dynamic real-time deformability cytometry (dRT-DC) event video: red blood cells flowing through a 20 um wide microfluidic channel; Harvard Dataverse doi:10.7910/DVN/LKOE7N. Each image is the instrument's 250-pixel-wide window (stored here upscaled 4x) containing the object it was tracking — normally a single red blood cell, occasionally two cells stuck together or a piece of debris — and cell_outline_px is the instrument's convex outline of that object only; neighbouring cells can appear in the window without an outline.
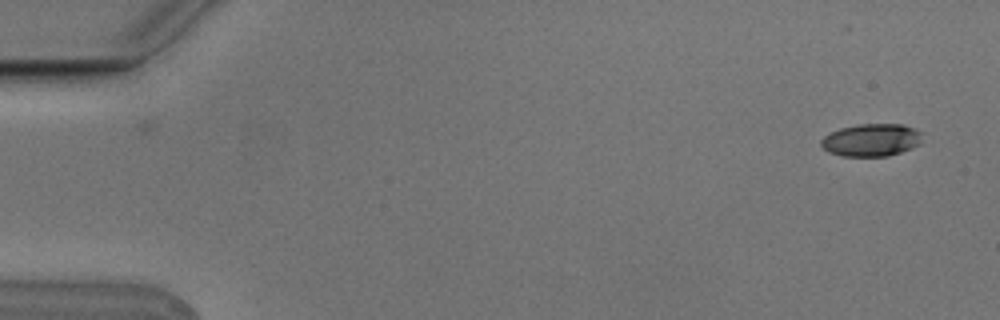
{"species": "Egyptian fruit bat (a non-hibernating species)", "species_latin": "Rousettus aegyptiacus", "temperature_condition": "cold", "stored_images_in_passage": 5, "camera_frame_rate_fps": 3000, "um_per_image_px": 0.085, "animal": {"sex": "male"}, "frame": {"image": 1, "passage_image": 1, "time_ms": 0.0, "image_size_px": [1000, 320], "cell_outline_px": [[924, 132], [916, 144], [900, 152], [888, 156], [844, 156], [828, 152], [820, 144], [820, 140], [824, 136], [840, 128], [860, 124], [904, 124]], "centroid_in_image_um": [74.04, 11.89], "position_along_channel_um": 11.0, "area_um2": 19.02}}
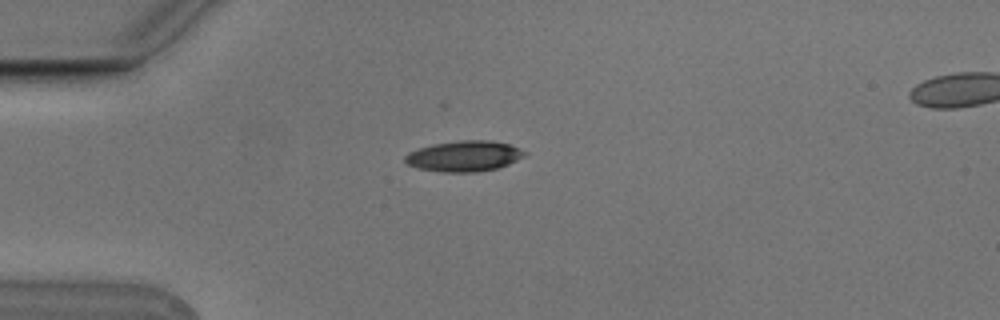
{"frame": {"image": 2, "passage_image": 4, "time_ms": 1.0, "image_size_px": [1000, 320], "cell_outline_px": [[528, 152], [524, 156], [508, 164], [496, 168], [480, 172], [440, 172], [420, 168], [408, 164], [404, 160], [404, 156], [408, 152], [432, 144], [460, 140], [488, 140], [508, 144]], "centroid_in_image_um": [39.44, 13.27], "position_along_channel_um": 45.6, "area_um2": 21.27}}